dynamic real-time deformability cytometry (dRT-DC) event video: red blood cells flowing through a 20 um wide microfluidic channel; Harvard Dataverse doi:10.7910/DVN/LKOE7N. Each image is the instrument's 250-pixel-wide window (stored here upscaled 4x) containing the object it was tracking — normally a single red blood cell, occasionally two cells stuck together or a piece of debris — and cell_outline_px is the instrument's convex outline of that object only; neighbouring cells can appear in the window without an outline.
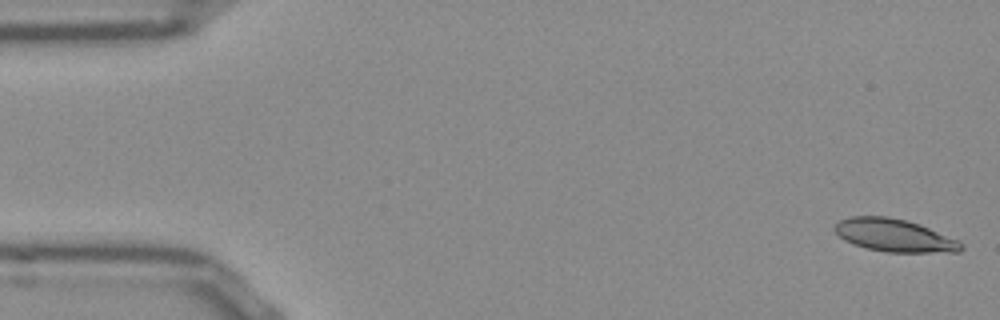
{"species": "Egyptian fruit bat (a non-hibernating species)", "species_latin": "Rousettus aegyptiacus", "temperature_condition": "room temperature", "stored_images_in_passage": 52, "camera_frame_rate_fps": 3000, "um_per_image_px": 0.085, "frame": {"image": 1, "passage_image": 1, "time_ms": 0.0, "image_size_px": [1000, 320], "cell_outline_px": [[964, 248], [960, 252], [888, 252], [868, 248], [844, 240], [836, 232], [836, 224], [840, 220], [852, 216], [888, 216], [908, 220], [920, 224], [960, 240], [964, 244]], "centroid_in_image_um": [76.11, 20.0], "position_along_channel_um": 8.9, "area_um2": 24.1}}
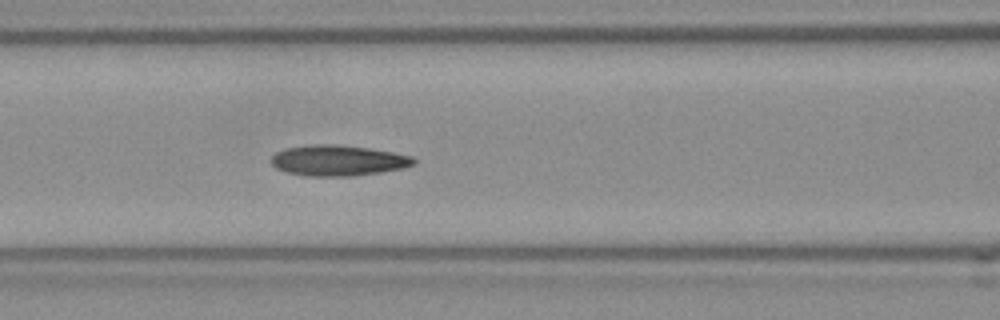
{"frame": {"image": 2, "passage_image": 21, "time_ms": 6.667, "image_size_px": [1000, 320], "cell_outline_px": [[416, 164], [404, 168], [380, 172], [352, 176], [304, 176], [288, 172], [276, 168], [272, 164], [272, 156], [276, 152], [284, 148], [316, 144], [336, 144], [368, 148], [392, 152], [412, 156], [416, 160]], "centroid_in_image_um": [28.75, 13.64], "position_along_channel_um": 137.9, "area_um2": 25.49}}
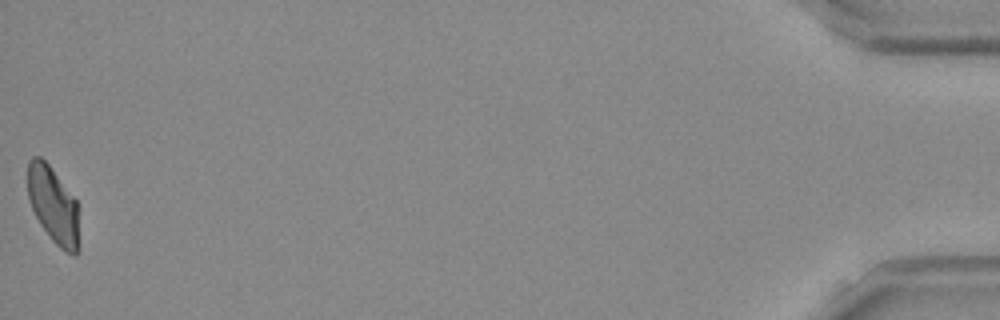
{"frame": {"image": 3, "passage_image": 52, "time_ms": 17.0, "image_size_px": [1000, 320], "cell_outline_px": [[80, 248], [76, 256], [72, 256], [64, 252], [52, 240], [40, 224], [28, 200], [28, 160], [32, 156], [40, 156], [48, 164], [76, 200]], "centroid_in_image_um": [4.54, 17.49], "position_along_channel_um": 430.7, "area_um2": 23.06}, "authors_computed_cell_mechanics": {"area_um2": 24.5361, "velocity_mm_per_s": 3.8386, "shape_relaxation_time_tau1_ms": 8.3797, "shape_relaxation_time_tau2_ms": 4.6098, "deformation_change_tau1": 0.2033, "deformation_change_tau2": 0.1052}}